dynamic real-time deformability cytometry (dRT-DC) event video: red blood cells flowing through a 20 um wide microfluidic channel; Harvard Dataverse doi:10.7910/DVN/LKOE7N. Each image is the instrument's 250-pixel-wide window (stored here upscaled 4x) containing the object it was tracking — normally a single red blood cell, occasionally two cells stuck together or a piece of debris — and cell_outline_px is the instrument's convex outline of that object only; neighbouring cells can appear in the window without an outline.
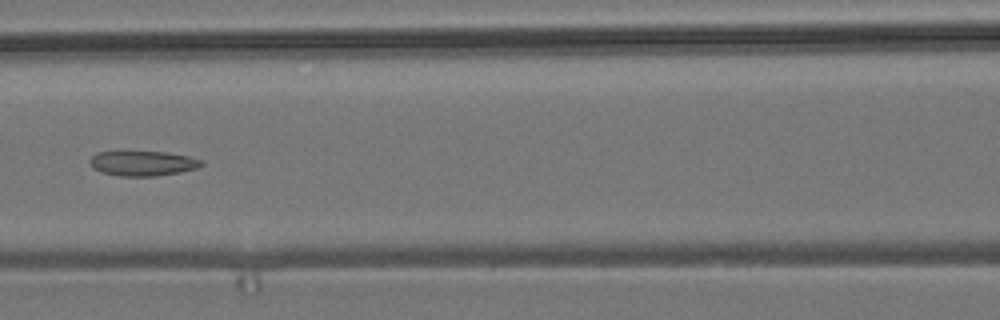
{"species": "common noctule bat (a hibernating species)", "species_latin": "Nyctalus noctula", "temperature_condition": "room temperature", "stored_images_in_passage": 7, "camera_frame_rate_fps": 3000, "um_per_image_px": 0.085, "animal": {"sex": "male", "body_mass_g": 19.2, "forearm_length_mm": 51.8}, "frame": {"image": 1, "passage_image": 7, "time_ms": 2.0, "image_size_px": [1000, 320], "cell_outline_px": [[204, 164], [196, 168], [180, 172], [156, 176], [120, 176], [100, 172], [92, 168], [88, 160], [96, 152], [164, 152], [188, 156], [204, 160]], "centroid_in_image_um": [12.12, 13.89], "position_along_channel_um": 154.5, "area_um2": 16.24}}